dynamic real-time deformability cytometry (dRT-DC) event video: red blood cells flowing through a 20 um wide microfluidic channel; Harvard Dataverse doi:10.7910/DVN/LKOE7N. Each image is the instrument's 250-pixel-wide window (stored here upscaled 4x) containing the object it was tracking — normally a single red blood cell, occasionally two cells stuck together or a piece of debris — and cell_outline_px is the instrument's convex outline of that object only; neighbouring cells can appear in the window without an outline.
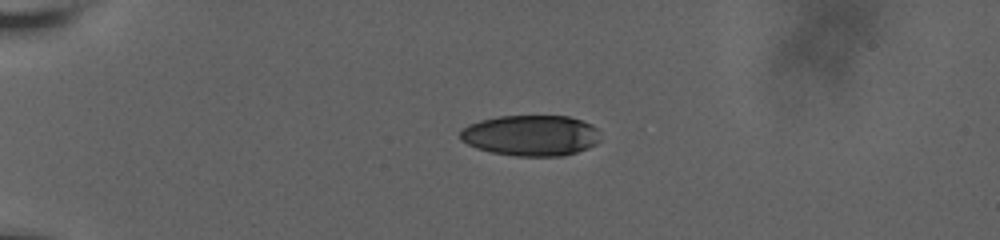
{"species": "human", "species_latin": "Homo sapiens", "temperature_condition": "room temperature", "stored_images_in_passage": 44, "camera_frame_rate_fps": 3000, "um_per_image_px": 0.085, "donor": {"sex": "male"}, "frame": {"image": 1, "passage_image": 1, "time_ms": 0.0, "image_size_px": [1000, 240], "cell_outline_px": [[600, 140], [596, 144], [588, 148], [564, 156], [516, 156], [492, 152], [476, 148], [460, 140], [460, 132], [468, 124], [480, 120], [500, 116], [568, 116], [592, 124], [596, 128]], "centroid_in_image_um": [45.12, 11.52], "position_along_channel_um": 39.9, "area_um2": 33.35}}
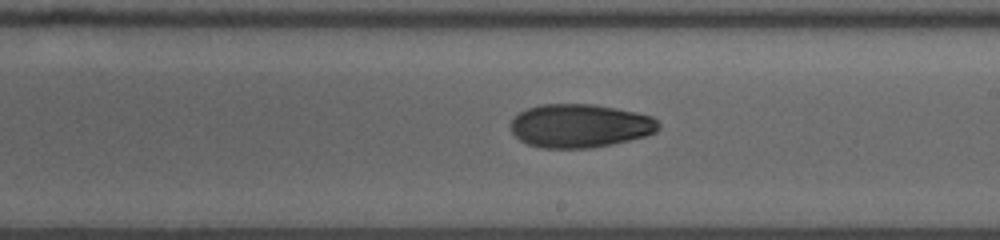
{"frame": {"image": 2, "passage_image": 22, "time_ms": 7.0, "image_size_px": [1000, 240], "cell_outline_px": [[660, 128], [656, 132], [644, 136], [612, 144], [588, 148], [540, 148], [528, 144], [520, 140], [512, 132], [512, 120], [520, 112], [528, 108], [540, 104], [592, 104], [616, 108], [636, 112], [652, 116], [660, 124]], "centroid_in_image_um": [49.31, 10.69], "position_along_channel_um": 239.7, "area_um2": 37.4}}
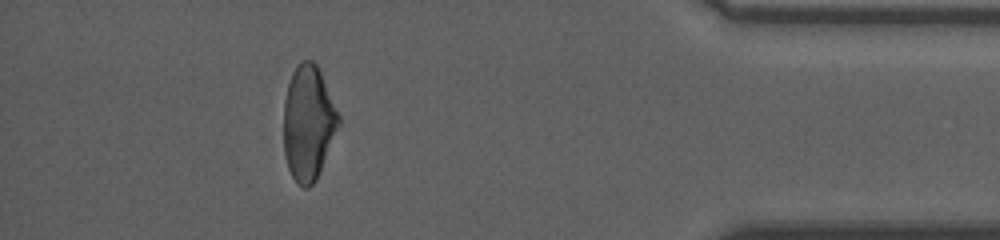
{"frame": {"image": 3, "passage_image": 39, "time_ms": 12.667, "image_size_px": [1000, 240], "cell_outline_px": [[340, 124], [316, 180], [308, 188], [304, 188], [296, 184], [288, 168], [284, 152], [284, 100], [288, 84], [292, 72], [300, 60], [312, 60], [316, 64], [320, 72], [340, 116]], "centroid_in_image_um": [26.19, 10.46], "position_along_channel_um": 409.0, "area_um2": 36.7}, "authors_computed_cell_mechanics": {"area_um2": 36.9342, "velocity_mm_per_s": 3.6954, "shape_relaxation_time_tau1_ms": 6.8529, "shape_relaxation_time_tau2_ms": 5.5226, "deformation_change_tau1": 0.174, "deformation_change_tau2": 0.1182}}